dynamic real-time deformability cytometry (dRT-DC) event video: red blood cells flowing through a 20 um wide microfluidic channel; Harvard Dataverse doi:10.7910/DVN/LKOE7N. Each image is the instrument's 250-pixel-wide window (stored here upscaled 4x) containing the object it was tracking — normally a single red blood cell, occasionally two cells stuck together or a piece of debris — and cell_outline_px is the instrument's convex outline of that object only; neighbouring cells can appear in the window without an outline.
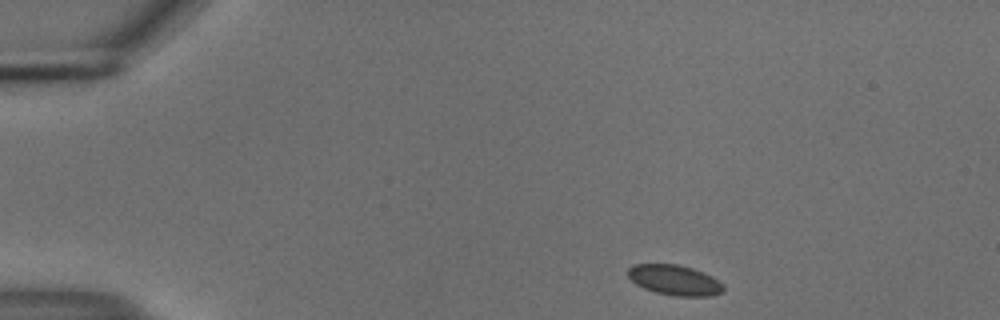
{"species": "common noctule bat (a hibernating species)", "species_latin": "Nyctalus noctula", "temperature_condition": "cold", "stored_images_in_passage": 47, "camera_frame_rate_fps": 3000, "um_per_image_px": 0.085, "animal": {"sex": "male", "body_mass_g": 18.8}, "frame": {"image": 1, "passage_image": 1, "time_ms": 0.0, "image_size_px": [1000, 320], "cell_outline_px": [[724, 288], [720, 292], [712, 296], [672, 296], [656, 292], [644, 288], [636, 284], [624, 272], [632, 264], [676, 264], [692, 268], [712, 276], [724, 284]], "centroid_in_image_um": [57.31, 23.8], "position_along_channel_um": 27.7, "area_um2": 16.94}}
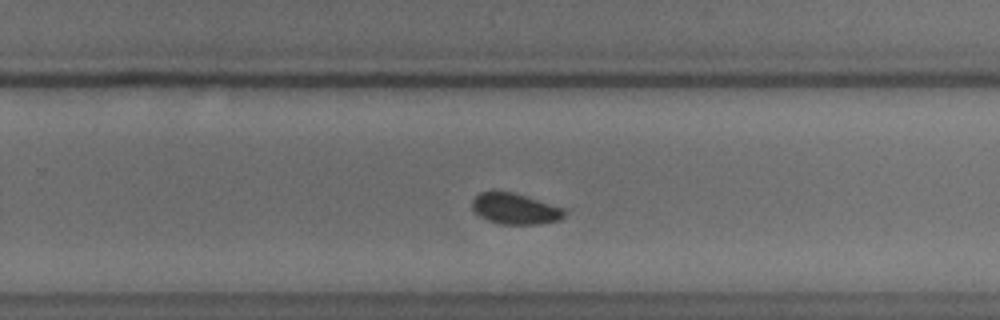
{"frame": {"image": 2, "passage_image": 28, "time_ms": 9.0, "image_size_px": [1000, 320], "cell_outline_px": [[564, 216], [560, 220], [540, 224], [500, 224], [488, 220], [480, 216], [472, 208], [472, 200], [480, 192], [512, 192], [564, 208]], "centroid_in_image_um": [43.78, 17.76], "position_along_channel_um": 286.0, "area_um2": 16.36}}
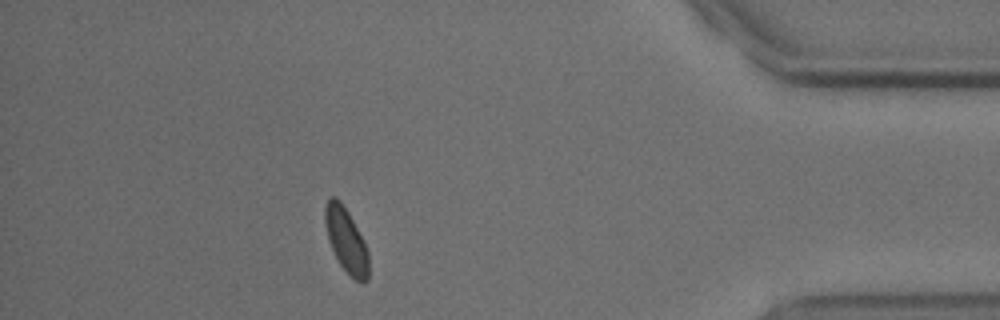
{"frame": {"image": 3, "passage_image": 41, "time_ms": 13.333, "image_size_px": [1000, 320], "cell_outline_px": [[368, 280], [356, 280], [340, 264], [328, 240], [324, 220], [324, 208], [328, 200], [332, 196], [336, 196], [340, 200], [348, 212], [368, 252]], "centroid_in_image_um": [29.39, 20.37], "position_along_channel_um": 405.8, "area_um2": 15.78}}